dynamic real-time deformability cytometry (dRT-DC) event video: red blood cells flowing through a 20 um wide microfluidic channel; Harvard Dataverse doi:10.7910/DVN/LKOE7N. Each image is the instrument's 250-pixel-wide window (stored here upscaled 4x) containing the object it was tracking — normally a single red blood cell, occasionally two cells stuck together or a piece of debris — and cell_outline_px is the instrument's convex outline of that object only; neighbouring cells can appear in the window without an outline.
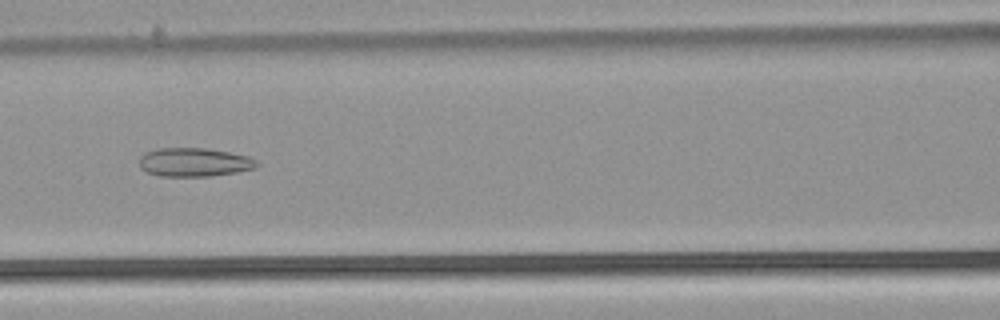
{"species": "common noctule bat (a hibernating species)", "species_latin": "Nyctalus noctula", "temperature_condition": "warm", "stored_images_in_passage": 53, "camera_frame_rate_fps": 3000, "um_per_image_px": 0.085, "animal": {"sex": "male", "body_mass_g": 21.5, "forearm_length_mm": 52.0}, "frame": {"image": 1, "passage_image": 24, "time_ms": 7.667, "image_size_px": [1000, 320], "cell_outline_px": [[260, 164], [256, 168], [236, 172], [212, 176], [160, 176], [148, 172], [140, 168], [140, 156], [144, 152], [160, 148], [204, 148], [228, 152], [248, 156], [256, 160]], "centroid_in_image_um": [16.51, 13.79], "position_along_channel_um": 150.1, "area_um2": 19.65}}
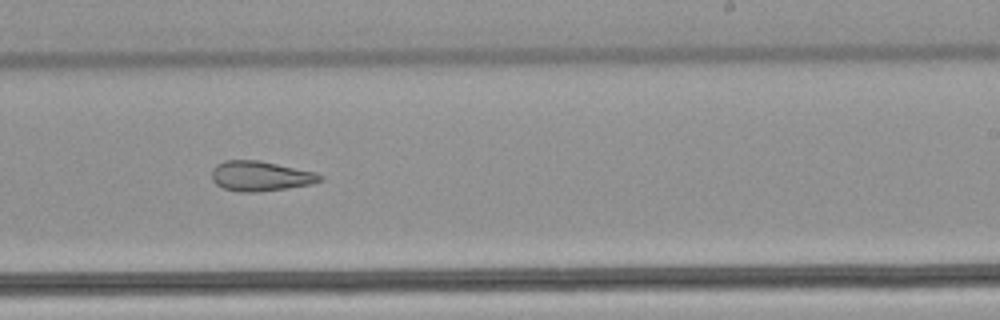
{"frame": {"image": 2, "passage_image": 33, "time_ms": 10.667, "image_size_px": [1000, 320], "cell_outline_px": [[324, 180], [312, 184], [256, 192], [240, 192], [224, 188], [216, 184], [212, 180], [212, 168], [216, 164], [224, 160], [260, 160], [316, 172], [324, 176]], "centroid_in_image_um": [22.15, 14.95], "position_along_channel_um": 266.9, "area_um2": 19.02}}
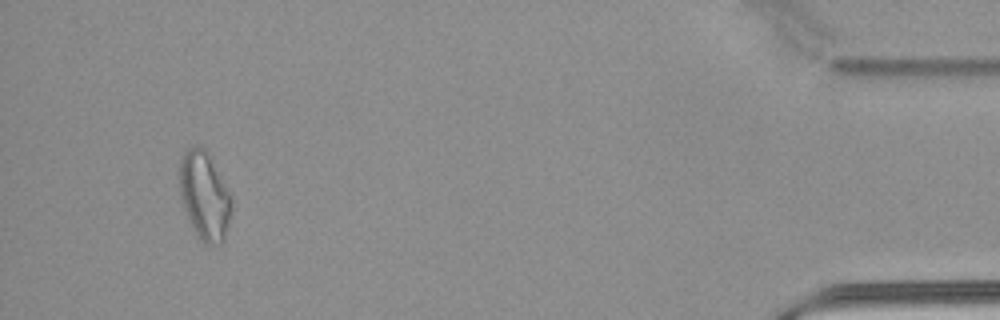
{"frame": {"image": 3, "passage_image": 50, "time_ms": 16.333, "image_size_px": [1000, 320], "cell_outline_px": [[232, 208], [228, 228], [220, 244], [204, 244], [200, 240], [184, 208], [180, 196], [180, 156], [188, 148], [196, 144], [204, 148], [208, 152], [232, 200]], "centroid_in_image_um": [17.37, 16.62], "position_along_channel_um": 417.8, "area_um2": 26.36}, "authors_computed_cell_mechanics": {"area_um2": 24.1026, "velocity_mm_per_s": 3.9096, "shape_relaxation_time_tau1_ms": null, "shape_relaxation_time_tau2_ms": 3.7114, "deformation_change_tau1": null, "deformation_change_tau2": 0.1431}}